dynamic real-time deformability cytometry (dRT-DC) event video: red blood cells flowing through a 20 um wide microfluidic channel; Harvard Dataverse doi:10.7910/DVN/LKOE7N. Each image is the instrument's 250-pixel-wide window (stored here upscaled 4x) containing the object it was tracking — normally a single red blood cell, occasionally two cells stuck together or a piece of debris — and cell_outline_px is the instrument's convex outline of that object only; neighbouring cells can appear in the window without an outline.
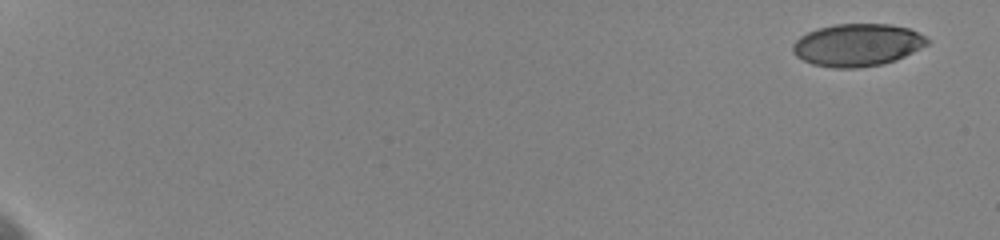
{"species": "human", "species_latin": "Homo sapiens", "temperature_condition": "cold", "stored_images_in_passage": 11, "camera_frame_rate_fps": 3000, "um_per_image_px": 0.085, "donor": {"sex": "female"}, "frame": {"image": 1, "passage_image": 1, "time_ms": 0.0, "image_size_px": [1000, 240], "cell_outline_px": [[932, 40], [928, 44], [896, 60], [884, 64], [860, 68], [832, 68], [812, 64], [796, 56], [792, 52], [792, 44], [800, 36], [808, 32], [820, 28], [836, 24], [888, 24], [908, 28]], "centroid_in_image_um": [72.87, 3.83], "position_along_channel_um": 12.1, "area_um2": 33.29}}
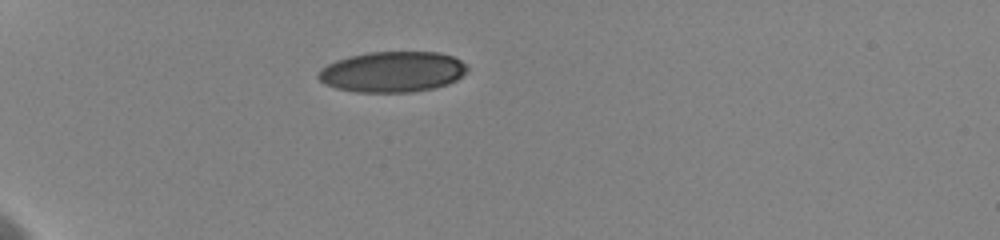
{"frame": {"image": 2, "passage_image": 7, "time_ms": 5.667, "image_size_px": [1000, 240], "cell_outline_px": [[468, 72], [456, 80], [448, 84], [432, 88], [412, 92], [356, 92], [336, 88], [320, 80], [316, 76], [328, 64], [336, 60], [368, 52], [440, 52], [452, 56], [468, 64]], "centroid_in_image_um": [33.42, 6.1], "position_along_channel_um": 51.6, "area_um2": 35.2}}
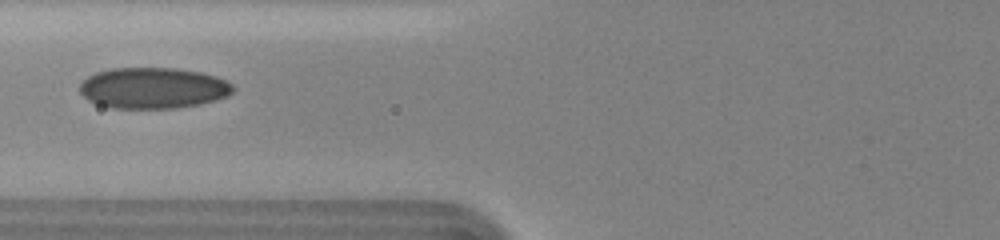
{"frame": {"image": 3, "passage_image": 10, "time_ms": 8.333, "image_size_px": [1000, 240], "cell_outline_px": [[236, 88], [228, 96], [216, 100], [200, 104], [176, 108], [112, 108], [96, 104], [88, 100], [80, 92], [80, 84], [88, 76], [96, 72], [112, 68], [176, 68], [200, 72], [216, 76], [232, 84]], "centroid_in_image_um": [13.02, 7.48], "position_along_channel_um": 112.8, "area_um2": 36.76}}